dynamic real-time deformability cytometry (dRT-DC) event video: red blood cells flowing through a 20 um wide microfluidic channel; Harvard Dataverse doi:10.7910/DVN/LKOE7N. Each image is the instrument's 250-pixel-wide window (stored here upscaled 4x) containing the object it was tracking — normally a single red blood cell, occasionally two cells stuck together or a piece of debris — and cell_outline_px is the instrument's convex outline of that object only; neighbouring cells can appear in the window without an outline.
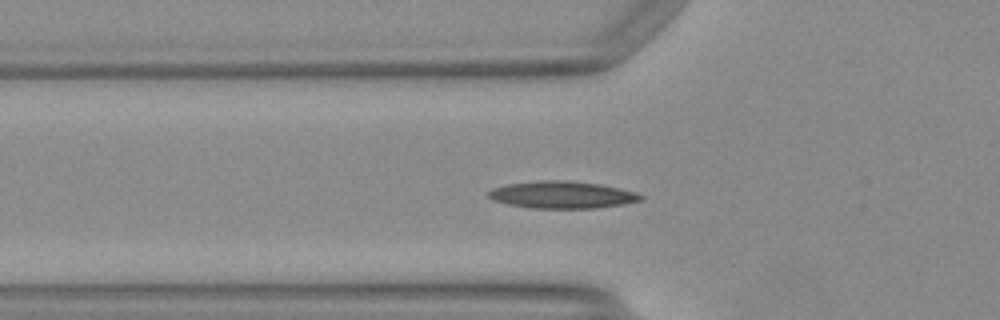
{"species": "Egyptian fruit bat (a non-hibernating species)", "species_latin": "Rousettus aegyptiacus", "temperature_condition": "warm", "stored_images_in_passage": 39, "camera_frame_rate_fps": 3000, "um_per_image_px": 0.085, "animal": {"sex": "female"}, "frame": {"image": 1, "passage_image": 6, "time_ms": 1.667, "image_size_px": [1000, 320], "cell_outline_px": [[644, 200], [624, 204], [596, 208], [532, 208], [508, 204], [492, 200], [488, 196], [488, 192], [492, 188], [508, 184], [540, 180], [568, 180], [600, 184], [632, 192], [644, 196]], "centroid_in_image_um": [47.76, 16.56], "position_along_channel_um": 78.0, "area_um2": 23.99}, "authors_computed_cell_mechanics": {"area_um2": 21.6172, "velocity_mm_per_s": 4.145, "shape_relaxation_time_tau1_ms": null, "shape_relaxation_time_tau2_ms": 10.6583, "deformation_change_tau1": null, "deformation_change_tau2": 0.214}}